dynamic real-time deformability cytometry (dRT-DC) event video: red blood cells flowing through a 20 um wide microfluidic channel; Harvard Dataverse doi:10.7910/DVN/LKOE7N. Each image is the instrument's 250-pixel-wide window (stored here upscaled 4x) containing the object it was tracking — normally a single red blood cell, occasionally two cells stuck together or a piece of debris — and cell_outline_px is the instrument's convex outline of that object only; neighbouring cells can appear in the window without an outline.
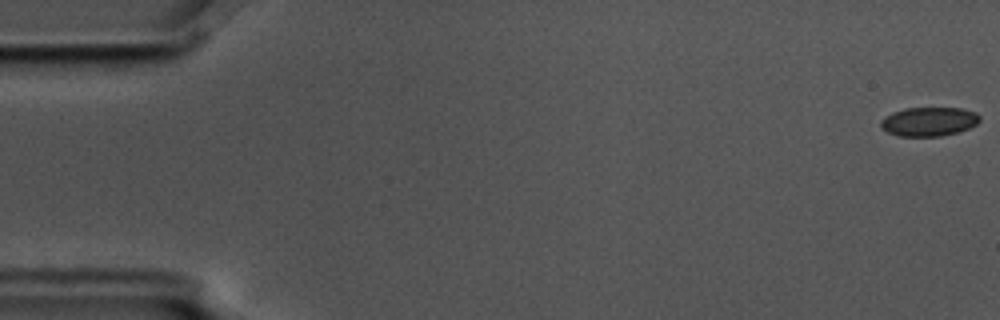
{"species": "common noctule bat (a hibernating species)", "species_latin": "Nyctalus noctula", "temperature_condition": "cold", "stored_images_in_passage": 57, "camera_frame_rate_fps": 3000, "um_per_image_px": 0.085, "animal": {"sex": "male", "body_mass_g": 17.5, "forearm_length_mm": 52.3}, "frame": {"image": 1, "passage_image": 1, "time_ms": 0.0, "image_size_px": [1000, 320], "cell_outline_px": [[980, 120], [976, 124], [968, 128], [956, 132], [940, 136], [900, 136], [888, 132], [880, 128], [880, 120], [884, 116], [892, 112], [904, 108], [960, 108], [976, 112], [980, 116]], "centroid_in_image_um": [78.92, 10.32], "position_along_channel_um": 6.1, "area_um2": 16.76}}
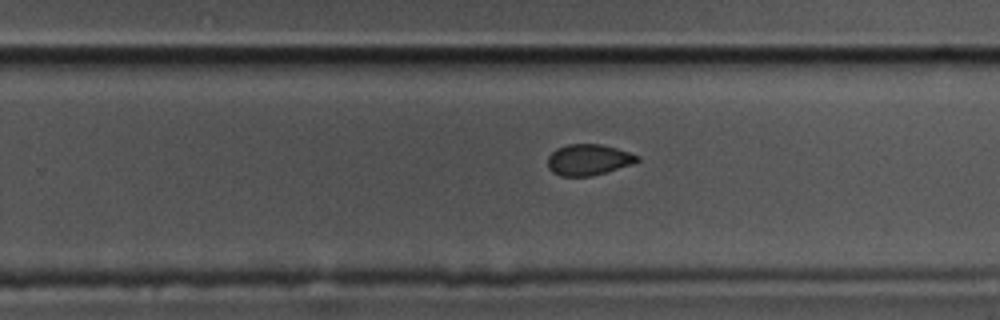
{"frame": {"image": 2, "passage_image": 36, "time_ms": 11.667, "image_size_px": [1000, 320], "cell_outline_px": [[640, 160], [632, 164], [592, 176], [560, 176], [552, 172], [548, 168], [548, 156], [556, 148], [568, 144], [600, 144], [616, 148], [640, 156]], "centroid_in_image_um": [50.0, 13.58], "position_along_channel_um": 279.8, "area_um2": 16.18}}
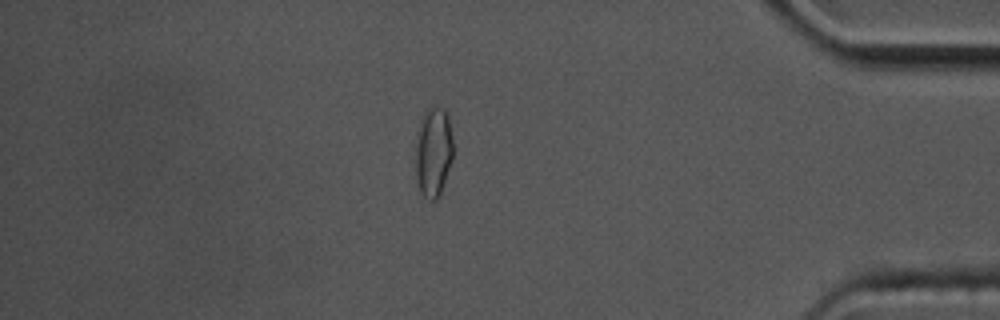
{"frame": {"image": 3, "passage_image": 49, "time_ms": 16.0, "image_size_px": [1000, 320], "cell_outline_px": [[452, 160], [440, 196], [436, 200], [428, 200], [420, 192], [412, 160], [412, 144], [420, 116], [432, 104], [436, 104], [444, 108], [448, 116], [452, 136]], "centroid_in_image_um": [36.75, 12.86], "position_along_channel_um": 398.4, "area_um2": 21.15}, "authors_computed_cell_mechanics": {"area_um2": 17.2822, "velocity_mm_per_s": 3.5743, "shape_relaxation_time_tau1_ms": 9.1476, "shape_relaxation_time_tau2_ms": 2.5935, "deformation_change_tau1": 0.1021, "deformation_change_tau2": 0.0421}}